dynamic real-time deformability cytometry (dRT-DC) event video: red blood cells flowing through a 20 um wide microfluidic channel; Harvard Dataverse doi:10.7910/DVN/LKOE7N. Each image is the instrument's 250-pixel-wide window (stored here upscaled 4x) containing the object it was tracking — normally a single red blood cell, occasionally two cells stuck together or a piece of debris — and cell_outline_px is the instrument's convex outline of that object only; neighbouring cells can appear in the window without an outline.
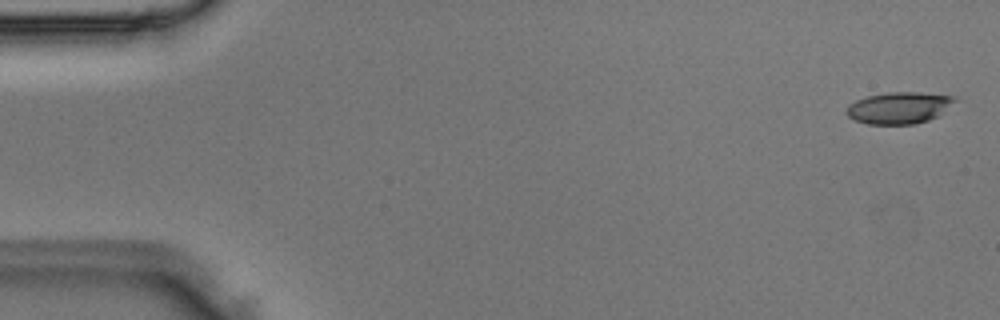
{"species": "Egyptian fruit bat (a non-hibernating species)", "species_latin": "Rousettus aegyptiacus", "temperature_condition": "room temperature", "stored_images_in_passage": 3, "camera_frame_rate_fps": 3000, "um_per_image_px": 0.085, "animal": {"sex": "male"}, "frame": {"image": 1, "passage_image": 1, "time_ms": 0.0, "image_size_px": [1000, 320], "cell_outline_px": [[960, 100], [936, 116], [928, 120], [912, 124], [868, 124], [856, 120], [848, 116], [844, 112], [848, 104], [856, 100], [868, 96], [888, 92], [920, 92], [956, 96]], "centroid_in_image_um": [76.44, 9.15], "position_along_channel_um": 8.6, "area_um2": 20.11}}